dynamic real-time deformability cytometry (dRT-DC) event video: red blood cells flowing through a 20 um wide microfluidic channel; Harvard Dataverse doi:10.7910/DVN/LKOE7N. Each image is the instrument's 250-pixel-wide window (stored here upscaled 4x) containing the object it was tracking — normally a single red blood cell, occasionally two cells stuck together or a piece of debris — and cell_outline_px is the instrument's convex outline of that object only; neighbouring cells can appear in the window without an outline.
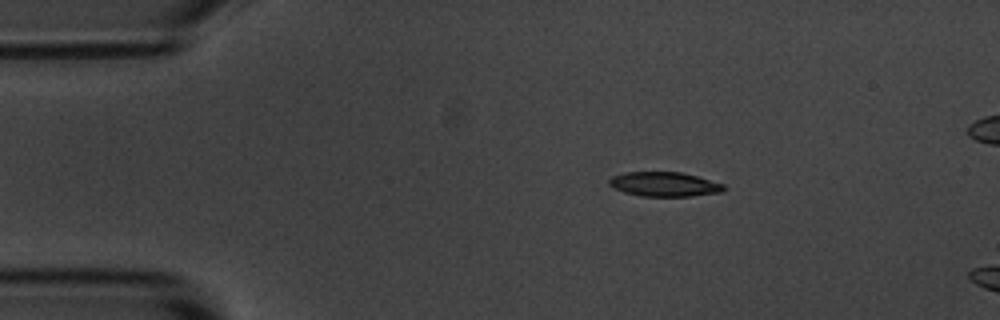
{"species": "common noctule bat (a hibernating species)", "species_latin": "Nyctalus noctula", "temperature_condition": "room temperature", "stored_images_in_passage": 3, "camera_frame_rate_fps": 3000, "um_per_image_px": 0.085, "animal": {"sex": "male", "body_mass_g": 20.1, "forearm_length_mm": 53.5}, "frame": {"image": 1, "passage_image": 1, "time_ms": 0.0, "image_size_px": [1000, 320], "cell_outline_px": [[724, 188], [720, 192], [692, 196], [640, 196], [624, 192], [612, 188], [608, 184], [608, 180], [612, 176], [624, 172], [680, 172], [696, 176], [724, 184]], "centroid_in_image_um": [56.4, 15.66], "position_along_channel_um": 28.6, "area_um2": 16.3}}